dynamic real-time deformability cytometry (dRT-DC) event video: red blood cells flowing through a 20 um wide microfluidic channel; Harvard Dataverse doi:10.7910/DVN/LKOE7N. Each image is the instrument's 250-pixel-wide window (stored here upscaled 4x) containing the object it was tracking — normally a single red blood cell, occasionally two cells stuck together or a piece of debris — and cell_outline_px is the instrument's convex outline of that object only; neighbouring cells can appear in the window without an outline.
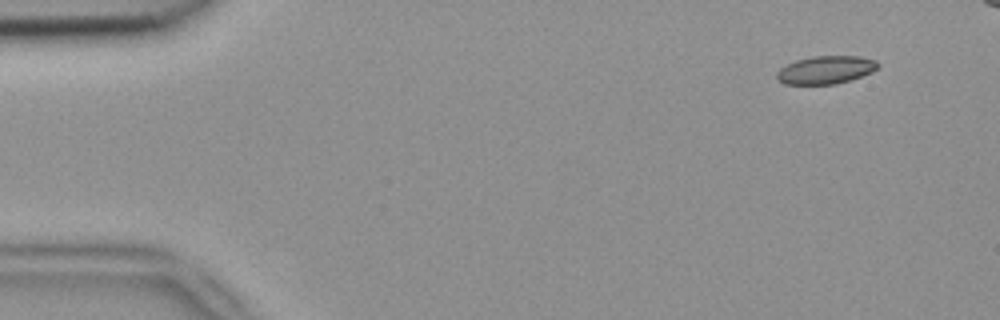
{"species": "common noctule bat (a hibernating species)", "species_latin": "Nyctalus noctula", "temperature_condition": "room temperature", "stored_images_in_passage": 5, "camera_frame_rate_fps": 3000, "um_per_image_px": 0.085, "animal": {"sex": "female", "body_mass_g": 18.4}, "frame": {"image": 1, "passage_image": 1, "time_ms": 0.0, "image_size_px": [1000, 320], "cell_outline_px": [[880, 64], [872, 72], [836, 84], [784, 84], [776, 80], [776, 72], [780, 68], [796, 60], [812, 56], [860, 56], [876, 60]], "centroid_in_image_um": [70.16, 5.93], "position_along_channel_um": 14.8, "area_um2": 16.47}}